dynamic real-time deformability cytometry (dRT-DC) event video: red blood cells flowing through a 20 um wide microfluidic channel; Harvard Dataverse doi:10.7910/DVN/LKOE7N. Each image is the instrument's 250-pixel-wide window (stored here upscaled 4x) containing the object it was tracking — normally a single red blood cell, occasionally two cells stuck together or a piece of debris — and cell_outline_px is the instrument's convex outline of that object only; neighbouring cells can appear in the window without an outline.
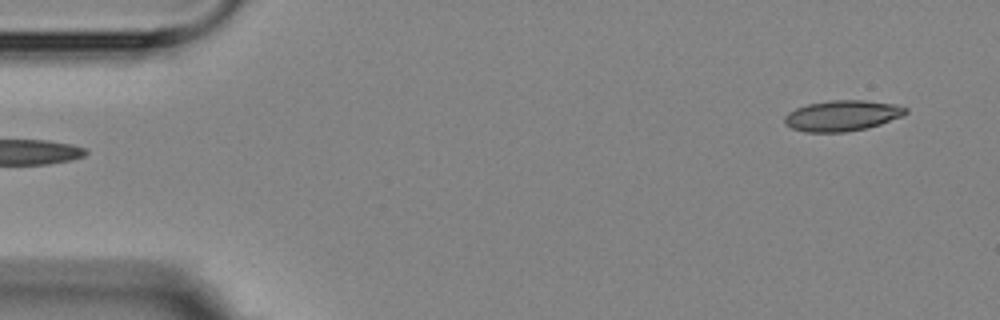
{"species": "Egyptian fruit bat (a non-hibernating species)", "species_latin": "Rousettus aegyptiacus", "temperature_condition": "room temperature", "stored_images_in_passage": 4, "segment_of_instrument_passage": [2, 2], "camera_frame_rate_fps": 3000, "um_per_image_px": 0.085, "animal": {"sex": "female"}, "frame": {"image": 1, "passage_image": 4, "time_ms": 4.667, "image_size_px": [1000, 320], "cell_outline_px": [[908, 112], [900, 116], [880, 124], [868, 128], [844, 132], [804, 132], [792, 128], [784, 124], [784, 116], [788, 112], [796, 108], [808, 104], [828, 100], [864, 100], [896, 104], [908, 108]], "centroid_in_image_um": [71.56, 9.83], "position_along_channel_um": 13.4, "area_um2": 21.73}}